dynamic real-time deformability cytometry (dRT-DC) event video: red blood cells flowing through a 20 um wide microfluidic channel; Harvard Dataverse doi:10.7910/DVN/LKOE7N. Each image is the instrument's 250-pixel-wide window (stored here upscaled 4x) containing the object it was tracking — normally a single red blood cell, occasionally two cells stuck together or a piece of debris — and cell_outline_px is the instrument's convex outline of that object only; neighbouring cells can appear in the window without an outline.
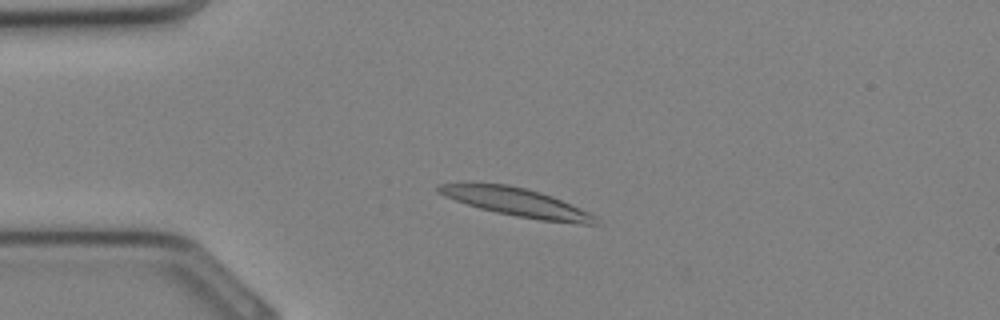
{"species": "Egyptian fruit bat (a non-hibernating species)", "species_latin": "Rousettus aegyptiacus", "temperature_condition": "cold", "stored_images_in_passage": 28, "camera_frame_rate_fps": 3000, "um_per_image_px": 0.085, "animal": {"sex": "female"}, "frame": {"image": 1, "passage_image": 2, "time_ms": 0.333, "image_size_px": [1000, 320], "cell_outline_px": [[596, 224], [580, 224], [540, 220], [516, 216], [496, 212], [480, 208], [444, 196], [436, 192], [436, 184], [464, 180], [468, 180], [508, 184], [540, 192], [552, 196], [580, 208], [596, 216]], "centroid_in_image_um": [43.76, 17.13], "position_along_channel_um": 41.2, "area_um2": 26.53}}
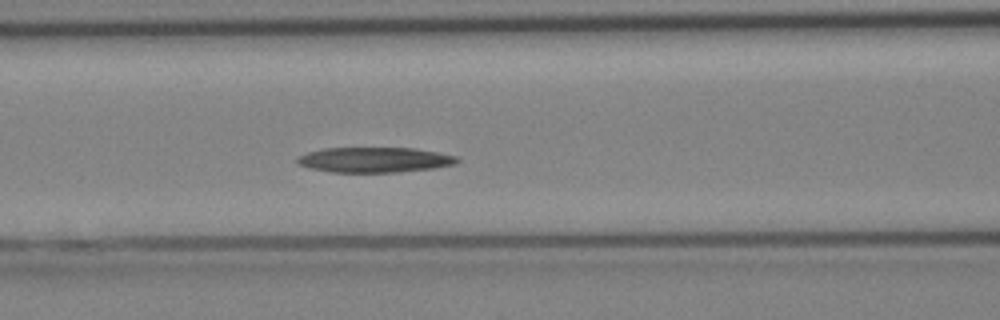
{"frame": {"image": 2, "passage_image": 8, "time_ms": 2.333, "image_size_px": [1000, 320], "cell_outline_px": [[460, 160], [456, 164], [432, 168], [400, 172], [332, 172], [308, 168], [296, 164], [296, 160], [300, 156], [308, 152], [324, 148], [416, 148], [456, 156]], "centroid_in_image_um": [31.82, 13.58], "position_along_channel_um": 134.8, "area_um2": 23.47}}
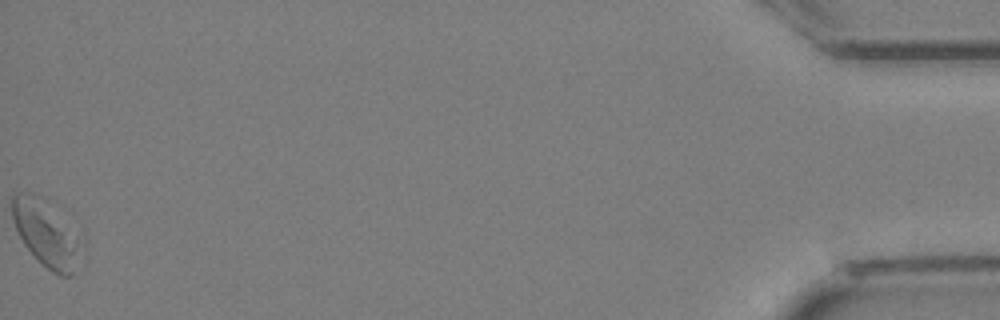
{"frame": {"image": 3, "passage_image": 28, "time_ms": 9.0, "image_size_px": [1000, 320], "cell_outline_px": [[84, 244], [72, 276], [60, 276], [52, 272], [24, 244], [12, 220], [12, 196], [16, 192], [28, 192], [48, 196], [84, 236]], "centroid_in_image_um": [4.02, 19.73], "position_along_channel_um": 431.2, "area_um2": 28.15}}